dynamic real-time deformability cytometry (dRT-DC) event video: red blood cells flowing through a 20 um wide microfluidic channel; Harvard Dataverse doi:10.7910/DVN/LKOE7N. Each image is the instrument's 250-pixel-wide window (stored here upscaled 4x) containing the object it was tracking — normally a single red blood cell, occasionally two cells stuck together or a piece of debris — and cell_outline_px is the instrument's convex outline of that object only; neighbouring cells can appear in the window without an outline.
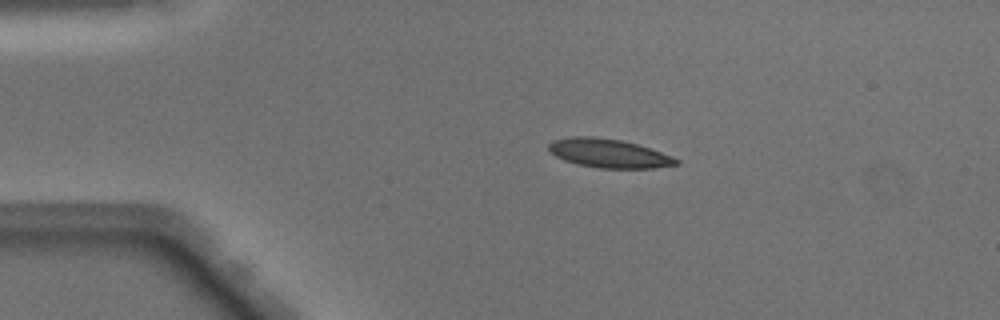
{"species": "Egyptian fruit bat (a non-hibernating species)", "species_latin": "Rousettus aegyptiacus", "temperature_condition": "warm", "stored_images_in_passage": 40, "camera_frame_rate_fps": 3000, "um_per_image_px": 0.085, "animal": {"sex": "male"}, "frame": {"image": 1, "passage_image": 1, "time_ms": 0.0, "image_size_px": [1000, 320], "cell_outline_px": [[680, 164], [652, 168], [600, 168], [576, 164], [564, 160], [556, 156], [548, 148], [548, 144], [552, 140], [572, 136], [592, 136], [620, 140], [636, 144], [672, 156], [680, 160]], "centroid_in_image_um": [51.73, 13.03], "position_along_channel_um": 33.3, "area_um2": 21.27}}
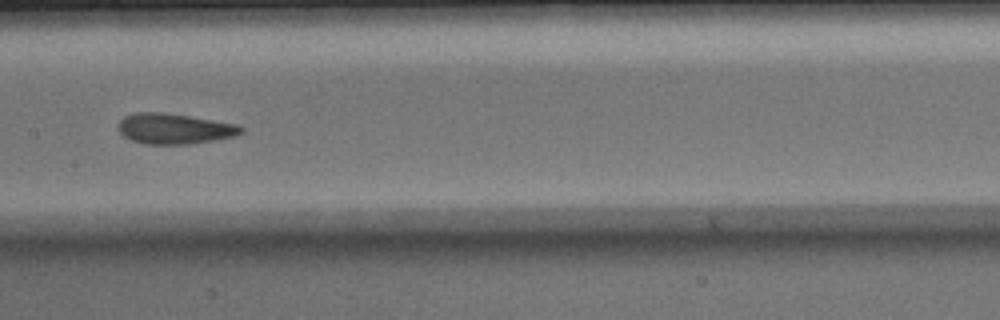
{"frame": {"image": 2, "passage_image": 16, "time_ms": 5.0, "image_size_px": [1000, 320], "cell_outline_px": [[244, 132], [236, 136], [188, 144], [144, 144], [132, 140], [124, 136], [120, 132], [120, 120], [124, 116], [136, 112], [160, 112], [188, 116], [236, 124], [244, 128]], "centroid_in_image_um": [14.83, 10.94], "position_along_channel_um": 192.6, "area_um2": 21.56}}
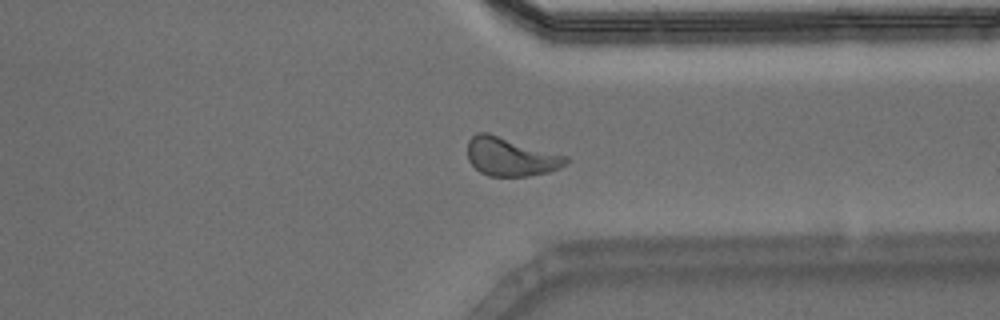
{"frame": {"image": 3, "passage_image": 29, "time_ms": 9.333, "image_size_px": [1000, 320], "cell_outline_px": [[568, 164], [560, 168], [548, 172], [528, 176], [488, 176], [480, 172], [468, 160], [468, 140], [476, 132], [488, 132], [568, 156]], "centroid_in_image_um": [43.42, 13.32], "position_along_channel_um": 368.0, "area_um2": 22.25}, "authors_computed_cell_mechanics": {"area_um2": 21.5016, "velocity_mm_per_s": 4.0654, "shape_relaxation_time_tau1_ms": 4.8529, "shape_relaxation_time_tau2_ms": 1.3831, "deformation_change_tau1": 0.1536, "deformation_change_tau2": 0.0748}}